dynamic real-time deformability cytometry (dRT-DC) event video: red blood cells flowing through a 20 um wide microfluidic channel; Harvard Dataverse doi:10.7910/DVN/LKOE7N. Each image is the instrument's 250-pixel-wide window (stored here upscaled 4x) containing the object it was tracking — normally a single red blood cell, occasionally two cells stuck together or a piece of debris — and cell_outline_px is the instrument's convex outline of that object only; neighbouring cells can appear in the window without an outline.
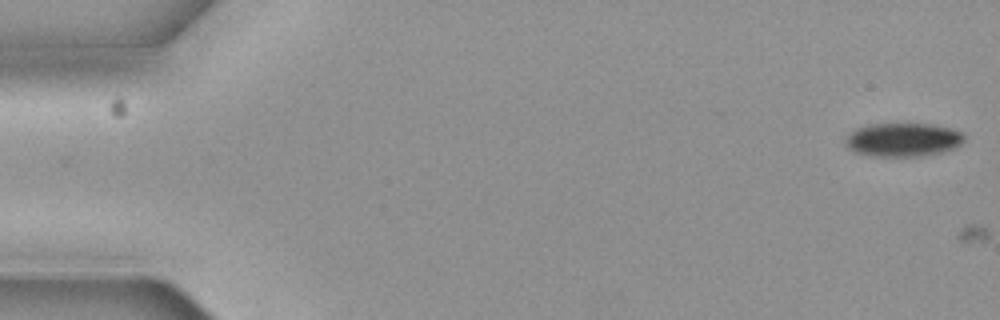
{"species": "common noctule bat (a hibernating species)", "species_latin": "Nyctalus noctula", "temperature_condition": "cold", "stored_images_in_passage": 4, "camera_frame_rate_fps": 3000, "um_per_image_px": 0.085, "animal": {"sex": "female", "body_mass_g": 19.3, "forearm_length_mm": 54.1}, "frame": {"image": 1, "passage_image": 1, "time_ms": 0.0, "image_size_px": [1000, 320], "cell_outline_px": [[964, 140], [956, 148], [944, 152], [920, 156], [868, 156], [852, 152], [844, 144], [844, 140], [856, 128], [872, 124], [932, 124], [952, 128], [964, 132]], "centroid_in_image_um": [76.77, 11.89], "position_along_channel_um": 8.2, "area_um2": 23.58}}